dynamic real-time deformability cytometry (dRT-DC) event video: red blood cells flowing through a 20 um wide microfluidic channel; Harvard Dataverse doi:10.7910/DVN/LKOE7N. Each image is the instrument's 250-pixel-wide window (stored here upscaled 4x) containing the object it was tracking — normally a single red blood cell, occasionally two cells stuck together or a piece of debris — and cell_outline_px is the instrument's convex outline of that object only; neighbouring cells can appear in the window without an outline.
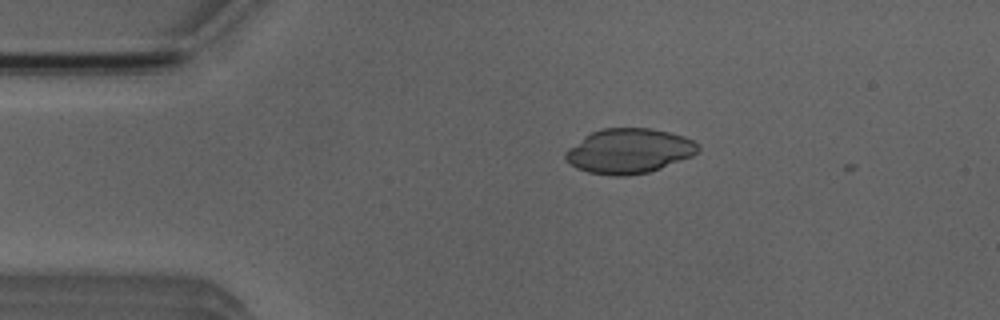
{"species": "Egyptian fruit bat (a non-hibernating species)", "species_latin": "Rousettus aegyptiacus", "temperature_condition": "room temperature", "stored_images_in_passage": 3, "camera_frame_rate_fps": 3000, "um_per_image_px": 0.085, "animal": {"sex": "male"}, "frame": {"image": 1, "passage_image": 2, "time_ms": 1.0, "image_size_px": [1000, 320], "cell_outline_px": [[700, 148], [692, 156], [660, 168], [648, 172], [628, 176], [616, 176], [588, 172], [576, 168], [564, 156], [564, 152], [568, 148], [584, 136], [600, 128], [652, 128], [672, 132], [684, 136], [700, 144]], "centroid_in_image_um": [53.47, 12.82], "position_along_channel_um": 31.5, "area_um2": 34.68}}